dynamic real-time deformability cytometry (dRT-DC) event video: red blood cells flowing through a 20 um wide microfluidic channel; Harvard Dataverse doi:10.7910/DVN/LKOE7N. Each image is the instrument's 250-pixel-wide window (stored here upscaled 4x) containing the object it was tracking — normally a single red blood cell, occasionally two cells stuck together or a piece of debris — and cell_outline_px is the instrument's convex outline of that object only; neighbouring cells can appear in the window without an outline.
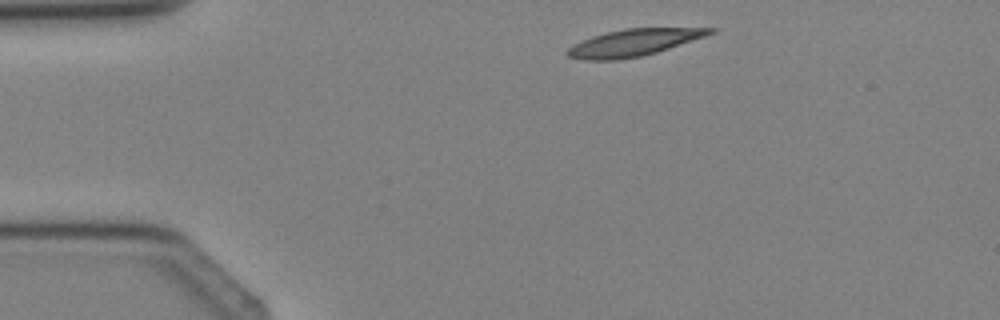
{"species": "Egyptian fruit bat (a non-hibernating species)", "species_latin": "Rousettus aegyptiacus", "temperature_condition": "cold", "stored_images_in_passage": 2, "camera_frame_rate_fps": 3000, "um_per_image_px": 0.085, "animal": {"sex": "female"}, "frame": {"image": 1, "passage_image": 1, "time_ms": 0.0, "image_size_px": [1000, 320], "cell_outline_px": [[716, 32], [656, 52], [640, 56], [616, 60], [584, 60], [568, 56], [564, 52], [568, 48], [592, 36], [624, 28], [716, 28]], "centroid_in_image_um": [53.83, 3.62], "position_along_channel_um": 31.2, "area_um2": 21.91}}